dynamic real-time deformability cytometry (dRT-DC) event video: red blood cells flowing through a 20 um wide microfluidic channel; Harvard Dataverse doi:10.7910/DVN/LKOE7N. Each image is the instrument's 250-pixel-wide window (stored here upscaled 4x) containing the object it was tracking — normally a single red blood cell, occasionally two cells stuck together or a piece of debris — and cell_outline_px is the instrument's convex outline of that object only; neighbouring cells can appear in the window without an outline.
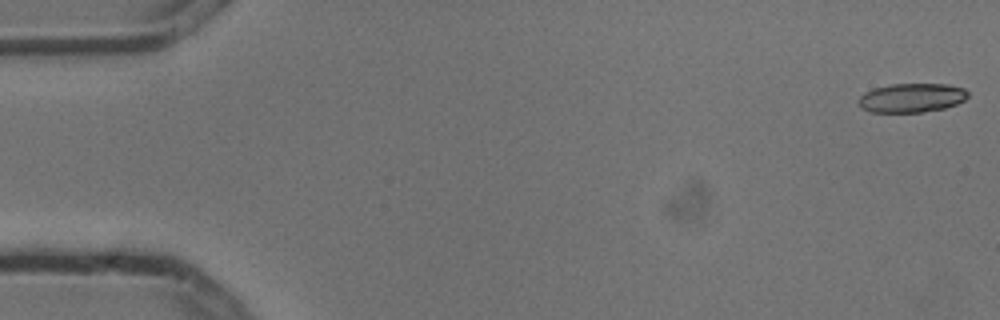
{"species": "common noctule bat (a hibernating species)", "species_latin": "Nyctalus noctula", "temperature_condition": "cold", "stored_images_in_passage": 6, "segment_of_instrument_passage": [1, 2], "camera_frame_rate_fps": 3000, "um_per_image_px": 0.085, "animal": {"sex": "male", "body_mass_g": 13.3}, "frame": {"image": 1, "passage_image": 1, "time_ms": 0.0, "image_size_px": [1000, 320], "cell_outline_px": [[968, 96], [964, 100], [956, 104], [944, 108], [920, 112], [872, 112], [860, 108], [860, 96], [864, 92], [876, 88], [892, 84], [948, 84], [964, 88], [968, 92]], "centroid_in_image_um": [77.51, 8.31], "position_along_channel_um": 7.5, "area_um2": 18.38}}
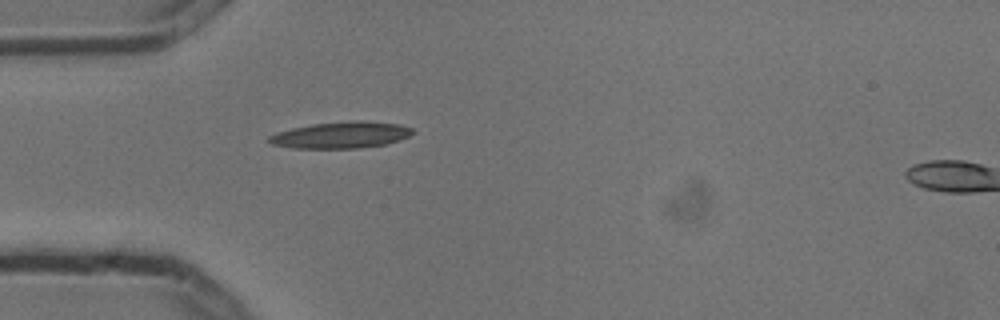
{"frame": {"image": 2, "passage_image": 5, "time_ms": 1.333, "image_size_px": [1000, 320], "cell_outline_px": [[416, 132], [400, 140], [388, 144], [360, 148], [292, 148], [272, 144], [268, 140], [268, 136], [276, 132], [292, 128], [312, 124], [356, 120], [360, 120], [400, 124], [412, 128]], "centroid_in_image_um": [29.01, 11.47], "position_along_channel_um": 56.0, "area_um2": 22.31}}